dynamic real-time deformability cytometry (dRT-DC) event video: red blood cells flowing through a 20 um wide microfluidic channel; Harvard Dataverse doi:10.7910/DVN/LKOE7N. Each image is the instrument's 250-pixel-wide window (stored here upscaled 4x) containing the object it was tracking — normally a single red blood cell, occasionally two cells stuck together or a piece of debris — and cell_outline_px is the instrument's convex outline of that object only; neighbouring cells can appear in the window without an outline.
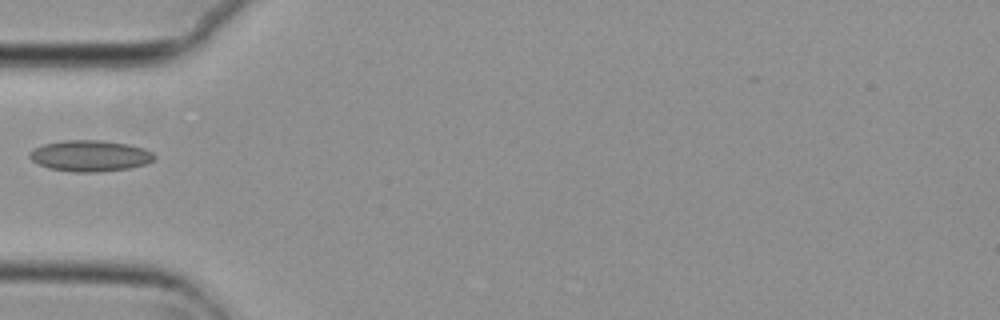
{"species": "common noctule bat (a hibernating species)", "species_latin": "Nyctalus noctula", "temperature_condition": "cold", "stored_images_in_passage": 1, "camera_frame_rate_fps": 3000, "um_per_image_px": 0.085, "animal": {"sex": "female", "body_mass_g": 29.2, "forearm_length_mm": 56.3}, "frame": {"image": 1, "passage_image": 1, "time_ms": 0.0, "image_size_px": [1000, 320], "cell_outline_px": [[156, 156], [152, 160], [144, 164], [128, 168], [100, 172], [72, 172], [48, 168], [32, 160], [28, 156], [28, 152], [44, 144], [64, 140], [100, 140], [128, 144], [144, 148], [152, 152]], "centroid_in_image_um": [7.64, 13.24], "position_along_channel_um": 77.4, "area_um2": 22.54}}